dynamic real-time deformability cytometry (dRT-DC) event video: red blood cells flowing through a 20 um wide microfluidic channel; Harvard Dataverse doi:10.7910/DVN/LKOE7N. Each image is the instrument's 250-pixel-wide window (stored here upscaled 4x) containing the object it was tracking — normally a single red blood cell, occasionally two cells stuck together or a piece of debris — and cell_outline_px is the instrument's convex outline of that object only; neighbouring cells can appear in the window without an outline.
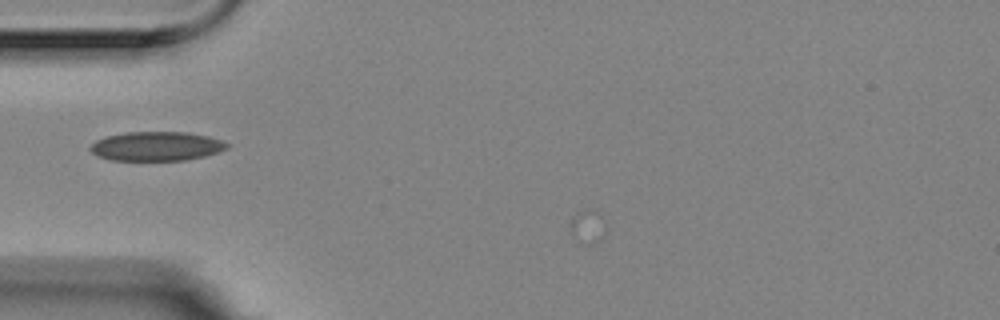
{"species": "Egyptian fruit bat (a non-hibernating species)", "species_latin": "Rousettus aegyptiacus", "temperature_condition": "room temperature", "stored_images_in_passage": 4, "camera_frame_rate_fps": 3000, "um_per_image_px": 0.085, "animal": {"sex": "female"}, "frame": {"image": 1, "passage_image": 1, "time_ms": 0.0, "image_size_px": [1000, 320], "cell_outline_px": [[228, 148], [204, 156], [184, 160], [112, 160], [96, 156], [88, 148], [96, 140], [104, 136], [124, 132], [188, 132], [208, 136], [220, 140], [228, 144]], "centroid_in_image_um": [13.24, 12.42], "position_along_channel_um": 71.8, "area_um2": 23.24}}